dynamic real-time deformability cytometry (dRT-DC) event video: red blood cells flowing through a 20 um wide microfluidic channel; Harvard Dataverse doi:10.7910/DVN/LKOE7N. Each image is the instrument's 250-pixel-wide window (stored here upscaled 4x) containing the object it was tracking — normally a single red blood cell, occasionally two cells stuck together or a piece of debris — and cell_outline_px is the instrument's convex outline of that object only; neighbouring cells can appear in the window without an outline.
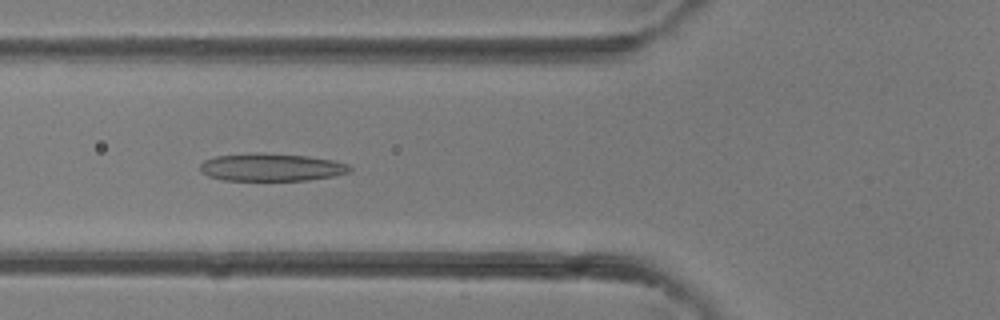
{"species": "common noctule bat (a hibernating species)", "species_latin": "Nyctalus noctula", "temperature_condition": "room temperature", "stored_images_in_passage": 31, "camera_frame_rate_fps": 3000, "um_per_image_px": 0.085, "animal": {"sex": "female"}, "frame": {"image": 1, "passage_image": 7, "time_ms": 2.0, "image_size_px": [1000, 320], "cell_outline_px": [[352, 168], [348, 172], [332, 176], [308, 180], [224, 180], [208, 176], [200, 172], [200, 164], [204, 160], [216, 156], [256, 152], [264, 152], [308, 156], [336, 160], [348, 164]], "centroid_in_image_um": [23.05, 14.2], "position_along_channel_um": 102.7, "area_um2": 24.33}}
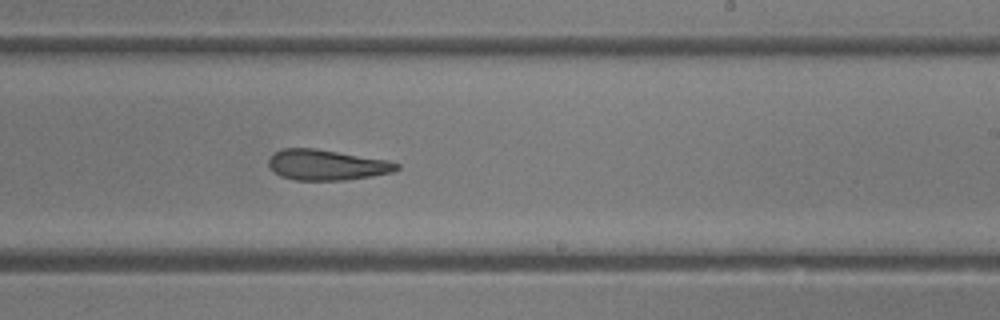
{"frame": {"image": 2, "passage_image": 16, "time_ms": 5.0, "image_size_px": [1000, 320], "cell_outline_px": [[400, 168], [392, 172], [372, 176], [344, 180], [296, 180], [280, 176], [268, 164], [268, 160], [276, 152], [284, 148], [316, 148], [388, 160], [400, 164]], "centroid_in_image_um": [27.8, 14.01], "position_along_channel_um": 261.2, "area_um2": 22.66}}
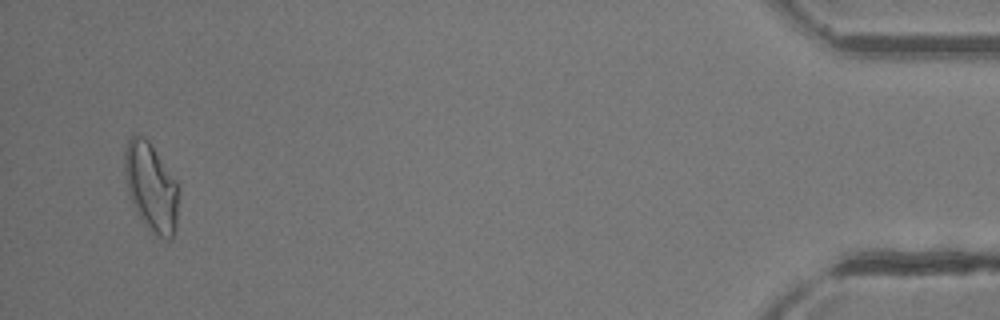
{"frame": {"image": 3, "passage_image": 30, "time_ms": 9.667, "image_size_px": [1000, 320], "cell_outline_px": [[180, 188], [176, 228], [172, 240], [168, 240], [152, 232], [140, 216], [128, 192], [124, 172], [124, 148], [128, 140], [132, 136], [144, 136], [152, 144], [180, 184]], "centroid_in_image_um": [12.89, 15.87], "position_along_channel_um": 422.3, "area_um2": 28.15}}